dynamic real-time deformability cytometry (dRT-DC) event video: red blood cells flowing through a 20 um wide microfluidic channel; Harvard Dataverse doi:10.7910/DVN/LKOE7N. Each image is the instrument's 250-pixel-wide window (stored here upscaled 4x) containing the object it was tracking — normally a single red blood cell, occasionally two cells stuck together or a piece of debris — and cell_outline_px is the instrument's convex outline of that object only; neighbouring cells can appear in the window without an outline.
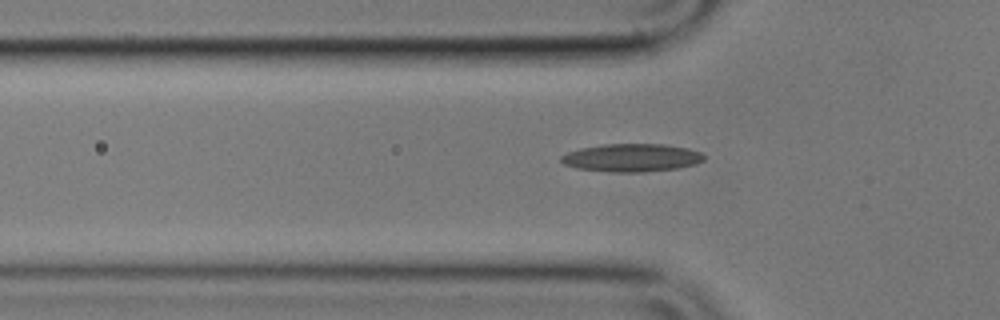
{"species": "common noctule bat (a hibernating species)", "species_latin": "Nyctalus noctula", "temperature_condition": "cold", "stored_images_in_passage": 32, "camera_frame_rate_fps": 3000, "um_per_image_px": 0.085, "animal": {"sex": "male", "body_mass_g": 17.9}, "frame": {"image": 1, "passage_image": 7, "time_ms": 2.0, "image_size_px": [1000, 320], "cell_outline_px": [[704, 160], [696, 164], [676, 168], [644, 172], [612, 172], [576, 168], [564, 164], [560, 160], [560, 156], [568, 152], [580, 148], [604, 144], [664, 144], [688, 148], [700, 152], [704, 156]], "centroid_in_image_um": [53.68, 13.4], "position_along_channel_um": 72.1, "area_um2": 23.29}}
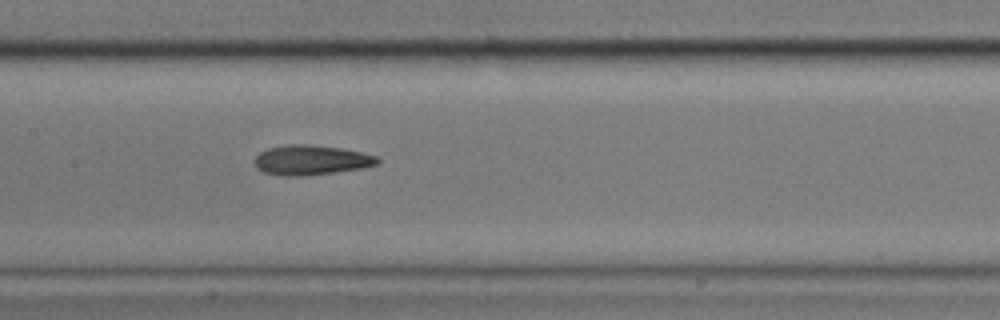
{"frame": {"image": 2, "passage_image": 16, "time_ms": 5.0, "image_size_px": [1000, 320], "cell_outline_px": [[380, 164], [364, 168], [304, 176], [280, 176], [264, 172], [256, 168], [252, 160], [260, 152], [268, 148], [288, 144], [312, 144], [344, 148], [376, 156], [380, 160]], "centroid_in_image_um": [26.43, 13.6], "position_along_channel_um": 181.0, "area_um2": 21.73}}
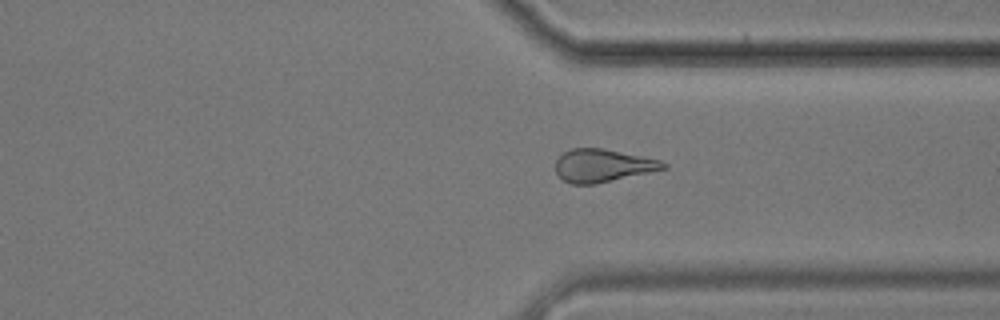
{"frame": {"image": 3, "passage_image": 31, "time_ms": 10.0, "image_size_px": [1000, 320], "cell_outline_px": [[668, 168], [596, 184], [572, 184], [564, 180], [556, 172], [556, 160], [564, 152], [572, 148], [604, 148], [660, 160], [668, 164]], "centroid_in_image_um": [51.25, 14.07], "position_along_channel_um": 360.2, "area_um2": 20.58}, "authors_computed_cell_mechanics": {"area_um2": 21.1259, "velocity_mm_per_s": 3.5948, "shape_relaxation_time_tau1_ms": null, "shape_relaxation_time_tau2_ms": 8.2204, "deformation_change_tau1": null, "deformation_change_tau2": 0.2036}}